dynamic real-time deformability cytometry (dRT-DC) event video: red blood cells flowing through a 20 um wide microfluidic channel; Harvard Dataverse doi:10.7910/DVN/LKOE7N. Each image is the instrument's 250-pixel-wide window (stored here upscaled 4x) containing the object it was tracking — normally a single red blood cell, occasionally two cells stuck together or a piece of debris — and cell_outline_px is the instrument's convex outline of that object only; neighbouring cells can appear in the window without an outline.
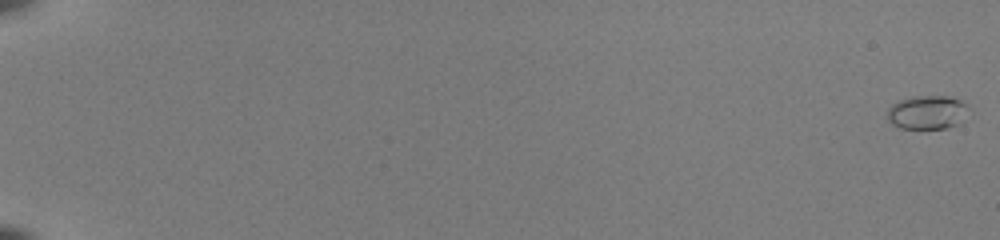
{"species": "common noctule bat (a hibernating species)", "species_latin": "Nyctalus noctula", "temperature_condition": "room temperature", "stored_images_in_passage": 55, "camera_frame_rate_fps": 3000, "um_per_image_px": 0.085, "animal": {"sex": "female", "body_mass_g": 22.0, "forearm_length_mm": 56.7}, "frame": {"image": 1, "passage_image": 1, "time_ms": 0.0, "image_size_px": [1000, 240], "cell_outline_px": [[964, 104], [956, 124], [944, 128], [900, 128], [892, 124], [888, 120], [888, 112], [892, 104], [900, 100], [916, 96], [944, 96], [960, 100]], "centroid_in_image_um": [78.67, 9.54], "position_along_channel_um": 6.3, "area_um2": 14.97}}
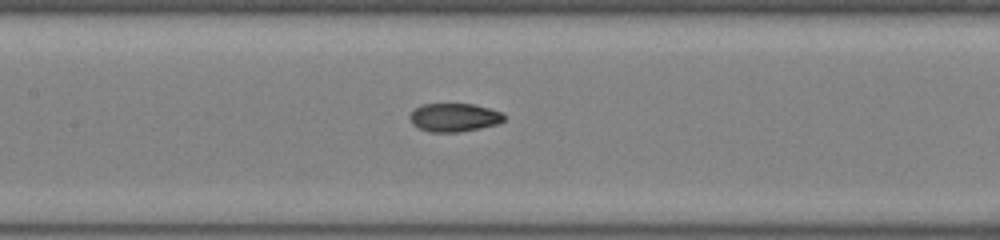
{"frame": {"image": 2, "passage_image": 30, "time_ms": 9.667, "image_size_px": [1000, 240], "cell_outline_px": [[504, 120], [496, 124], [480, 128], [460, 132], [432, 132], [420, 128], [412, 124], [412, 112], [416, 108], [424, 104], [472, 104], [488, 108], [500, 112], [504, 116]], "centroid_in_image_um": [38.62, 9.99], "position_along_channel_um": 168.8, "area_um2": 15.2}}
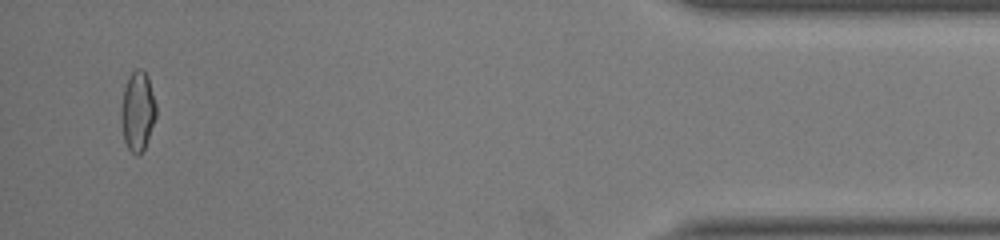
{"frame": {"image": 3, "passage_image": 53, "time_ms": 17.333, "image_size_px": [1000, 240], "cell_outline_px": [[156, 116], [144, 148], [140, 156], [136, 156], [128, 148], [124, 140], [120, 116], [120, 108], [124, 88], [128, 76], [136, 68], [140, 68], [148, 76], [156, 104]], "centroid_in_image_um": [11.68, 9.44], "position_along_channel_um": 423.5, "area_um2": 16.3}, "authors_computed_cell_mechanics": {"area_um2": 15.2592, "velocity_mm_per_s": 4.0396, "shape_relaxation_time_tau1_ms": null, "shape_relaxation_time_tau2_ms": 1.4968, "deformation_change_tau1": null, "deformation_change_tau2": 0.0583}}